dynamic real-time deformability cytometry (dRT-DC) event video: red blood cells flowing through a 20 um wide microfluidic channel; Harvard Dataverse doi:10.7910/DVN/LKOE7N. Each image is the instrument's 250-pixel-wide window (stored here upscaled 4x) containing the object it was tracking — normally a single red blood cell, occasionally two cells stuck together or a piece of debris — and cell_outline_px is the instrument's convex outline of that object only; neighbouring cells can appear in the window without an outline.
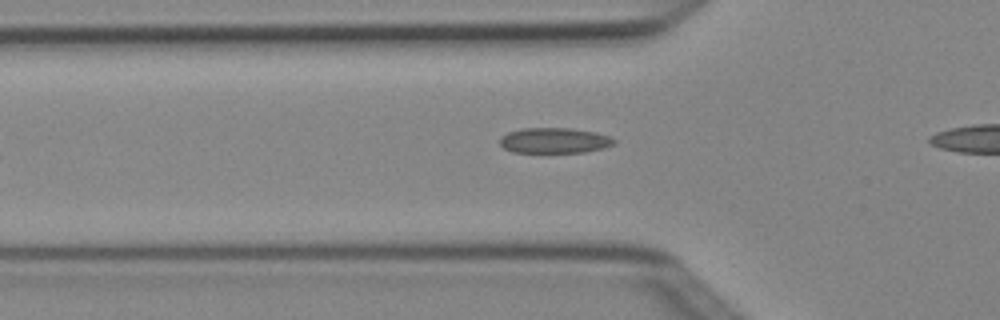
{"species": "Egyptian fruit bat (a non-hibernating species)", "species_latin": "Rousettus aegyptiacus", "temperature_condition": "cold", "stored_images_in_passage": 7, "camera_frame_rate_fps": 3000, "um_per_image_px": 0.085, "animal": {"sex": "female"}, "frame": {"image": 1, "passage_image": 5, "time_ms": 1.333, "image_size_px": [1000, 320], "cell_outline_px": [[616, 144], [604, 148], [584, 152], [512, 152], [504, 148], [500, 144], [500, 136], [508, 132], [524, 128], [568, 128], [596, 132], [608, 136], [616, 140]], "centroid_in_image_um": [47.13, 11.94], "position_along_channel_um": 78.7, "area_um2": 16.94}}
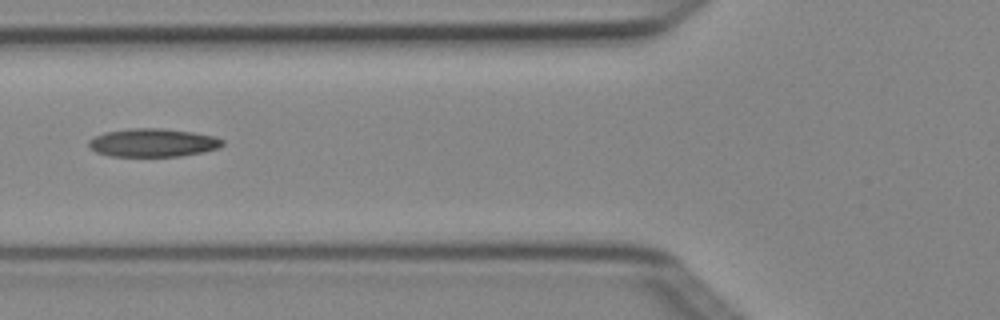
{"frame": {"image": 2, "passage_image": 6, "time_ms": 1.667, "image_size_px": [1000, 320], "cell_outline_px": [[224, 144], [220, 148], [204, 152], [180, 156], [112, 156], [96, 152], [88, 148], [88, 140], [104, 132], [132, 128], [160, 128], [192, 132], [216, 136], [224, 140]], "centroid_in_image_um": [13.02, 12.13], "position_along_channel_um": 112.8, "area_um2": 22.2}}
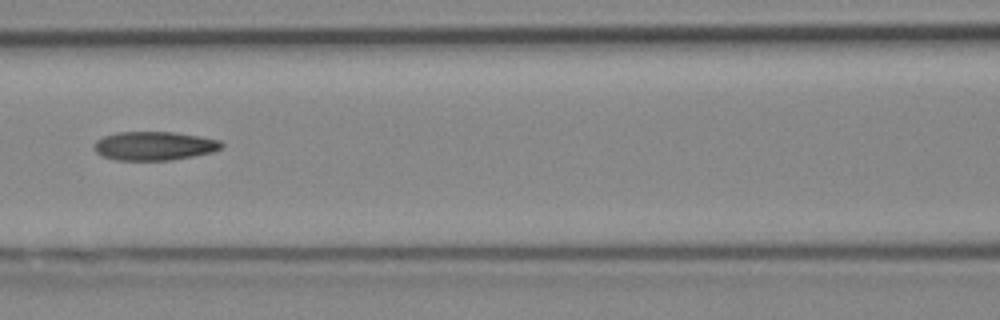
{"frame": {"image": 3, "passage_image": 7, "time_ms": 2.0, "image_size_px": [1000, 320], "cell_outline_px": [[224, 144], [220, 148], [212, 152], [172, 160], [116, 160], [100, 156], [92, 148], [92, 144], [96, 140], [104, 136], [116, 132], [176, 132], [200, 136], [220, 140]], "centroid_in_image_um": [13.06, 12.4], "position_along_channel_um": 153.5, "area_um2": 21.56}}